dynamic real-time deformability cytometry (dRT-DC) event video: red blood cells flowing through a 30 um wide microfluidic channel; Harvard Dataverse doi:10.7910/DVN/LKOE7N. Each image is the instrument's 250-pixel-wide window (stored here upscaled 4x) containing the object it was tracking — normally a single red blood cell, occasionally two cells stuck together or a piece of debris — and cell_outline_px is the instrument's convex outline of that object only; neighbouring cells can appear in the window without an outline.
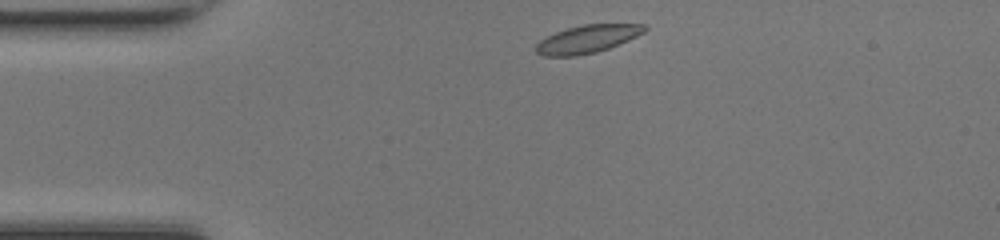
{"species": "common noctule bat (a hibernating species)", "species_latin": "Nyctalus noctula", "temperature_condition": "room temperature", "stored_images_in_passage": 40, "camera_frame_rate_fps": 3000, "um_per_image_px": 0.085, "animal": {"sex": "female", "body_mass_g": 17.0, "forearm_length_mm": 48.0}, "frame": {"image": 1, "passage_image": 1, "time_ms": 0.0, "image_size_px": [1000, 240], "cell_outline_px": [[648, 28], [644, 32], [628, 40], [608, 48], [596, 52], [576, 56], [544, 56], [536, 52], [536, 44], [540, 40], [556, 32], [580, 24], [644, 24]], "centroid_in_image_um": [49.92, 3.31], "position_along_channel_um": 35.1, "area_um2": 17.51}}
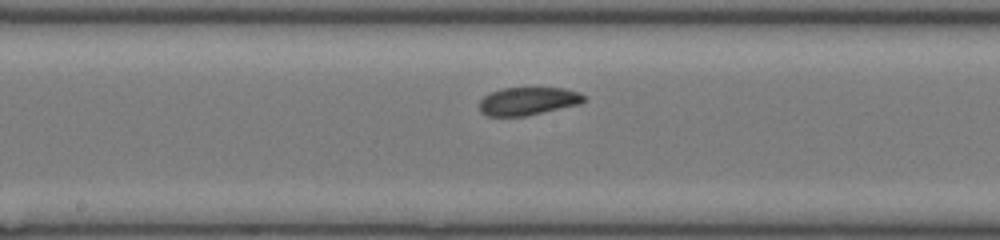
{"frame": {"image": 2, "passage_image": 16, "time_ms": 5.0, "image_size_px": [1000, 240], "cell_outline_px": [[588, 96], [580, 104], [524, 116], [488, 116], [480, 112], [480, 100], [484, 96], [492, 92], [504, 88], [564, 88], [580, 92]], "centroid_in_image_um": [44.91, 8.59], "position_along_channel_um": 203.3, "area_um2": 16.99}}
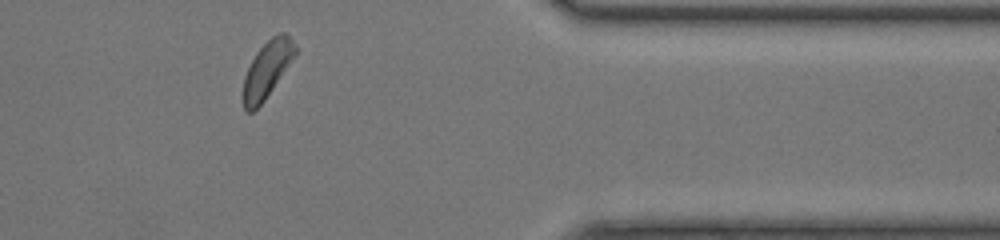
{"frame": {"image": 3, "passage_image": 31, "time_ms": 10.0, "image_size_px": [1000, 240], "cell_outline_px": [[296, 56], [264, 100], [252, 112], [244, 112], [244, 76], [256, 52], [276, 32], [284, 32], [296, 44]], "centroid_in_image_um": [22.73, 5.87], "position_along_channel_um": 388.7, "area_um2": 16.94}, "authors_computed_cell_mechanics": {"area_um2": 17.4845, "velocity_mm_per_s": 4.1733, "shape_relaxation_time_tau1_ms": 2.8595, "shape_relaxation_time_tau2_ms": 9.5441, "deformation_change_tau1": 0.095, "deformation_change_tau2": 0.1546}}